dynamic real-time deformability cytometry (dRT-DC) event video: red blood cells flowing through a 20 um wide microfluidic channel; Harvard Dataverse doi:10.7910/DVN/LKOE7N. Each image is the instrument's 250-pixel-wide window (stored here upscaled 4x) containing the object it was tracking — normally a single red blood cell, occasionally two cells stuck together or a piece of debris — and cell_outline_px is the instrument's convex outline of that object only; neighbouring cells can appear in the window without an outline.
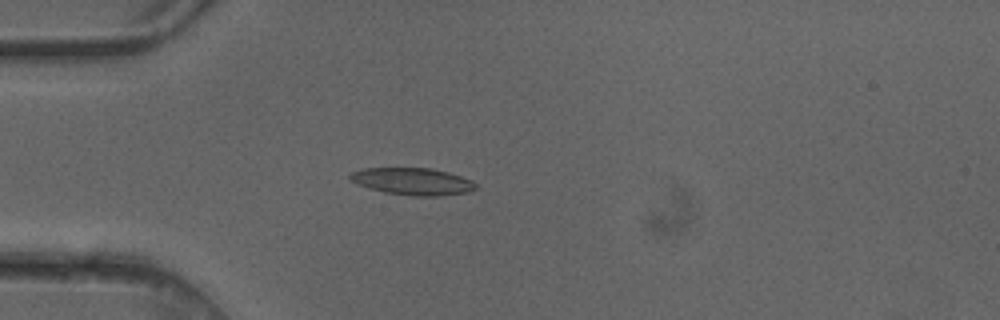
{"species": "common noctule bat (a hibernating species)", "species_latin": "Nyctalus noctula", "temperature_condition": "cold", "stored_images_in_passage": 5, "camera_frame_rate_fps": 3000, "um_per_image_px": 0.085, "animal": {"sex": "female"}, "frame": {"image": 1, "passage_image": 4, "time_ms": 1.0, "image_size_px": [1000, 320], "cell_outline_px": [[480, 188], [468, 192], [436, 196], [412, 196], [384, 192], [368, 188], [356, 184], [348, 180], [348, 176], [352, 172], [364, 168], [432, 168], [448, 172], [472, 180]], "centroid_in_image_um": [35.06, 15.42], "position_along_channel_um": 49.9, "area_um2": 20.06}}